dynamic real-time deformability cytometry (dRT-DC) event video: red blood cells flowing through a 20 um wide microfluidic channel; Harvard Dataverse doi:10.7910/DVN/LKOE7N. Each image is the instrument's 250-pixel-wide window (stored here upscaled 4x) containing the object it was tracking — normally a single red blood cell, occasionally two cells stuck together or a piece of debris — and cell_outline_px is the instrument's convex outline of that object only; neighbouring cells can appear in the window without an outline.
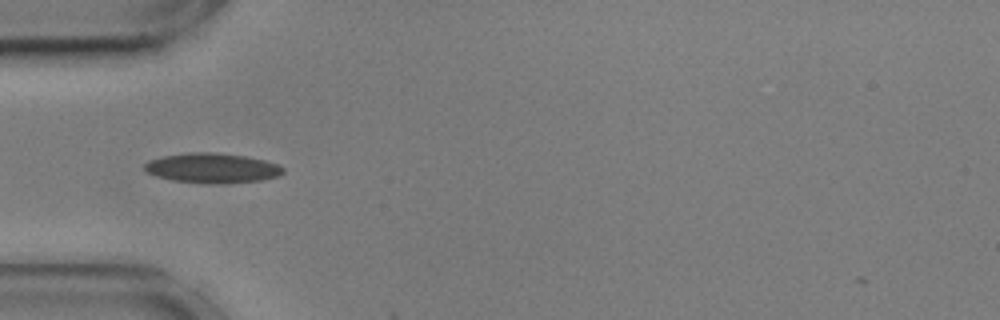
{"species": "common noctule bat (a hibernating species)", "species_latin": "Nyctalus noctula", "temperature_condition": "cold", "stored_images_in_passage": 5, "camera_frame_rate_fps": 3000, "um_per_image_px": 0.085, "animal": {"sex": "male", "body_mass_g": 17.9, "forearm_length_mm": 54.2}, "frame": {"image": 1, "passage_image": 2, "time_ms": 0.333, "image_size_px": [1000, 320], "cell_outline_px": [[284, 172], [276, 176], [260, 180], [224, 184], [216, 184], [172, 180], [156, 176], [144, 172], [144, 164], [148, 160], [164, 156], [188, 152], [212, 152], [244, 156], [264, 160], [276, 164], [284, 168]], "centroid_in_image_um": [17.99, 14.28], "position_along_channel_um": 67.0, "area_um2": 24.04}}